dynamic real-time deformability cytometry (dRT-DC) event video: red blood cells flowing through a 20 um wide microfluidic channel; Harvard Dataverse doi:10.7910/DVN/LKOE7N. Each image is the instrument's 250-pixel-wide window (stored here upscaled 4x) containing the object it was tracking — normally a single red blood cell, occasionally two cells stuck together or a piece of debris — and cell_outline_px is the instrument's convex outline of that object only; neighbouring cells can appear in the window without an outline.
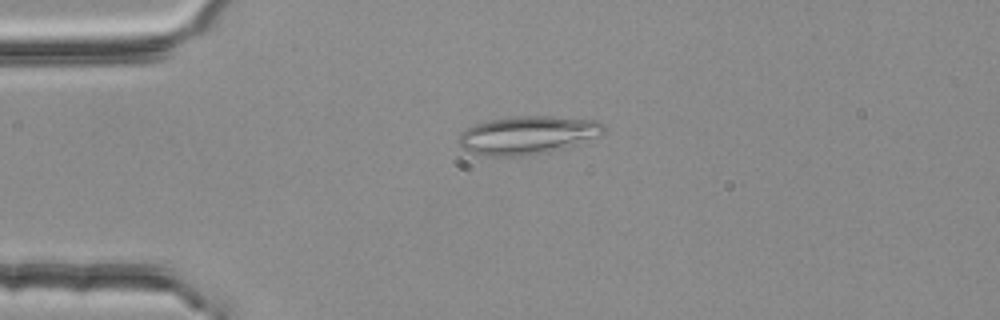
{"species": "common noctule bat (a hibernating species)", "species_latin": "Nyctalus noctula", "temperature_condition": "room temperature", "stored_images_in_passage": 5, "camera_frame_rate_fps": 3000, "um_per_image_px": 0.085, "animal": {"sex": "female", "body_mass_g": 25.1}, "frame": {"image": 1, "passage_image": 3, "time_ms": 0.667, "image_size_px": [1000, 320], "cell_outline_px": [[604, 132], [600, 136], [548, 152], [520, 156], [484, 156], [468, 152], [460, 148], [460, 132], [476, 124], [488, 120], [516, 116], [552, 116], [600, 120], [604, 124]], "centroid_in_image_um": [44.84, 11.48], "position_along_channel_um": 40.2, "area_um2": 32.31}}